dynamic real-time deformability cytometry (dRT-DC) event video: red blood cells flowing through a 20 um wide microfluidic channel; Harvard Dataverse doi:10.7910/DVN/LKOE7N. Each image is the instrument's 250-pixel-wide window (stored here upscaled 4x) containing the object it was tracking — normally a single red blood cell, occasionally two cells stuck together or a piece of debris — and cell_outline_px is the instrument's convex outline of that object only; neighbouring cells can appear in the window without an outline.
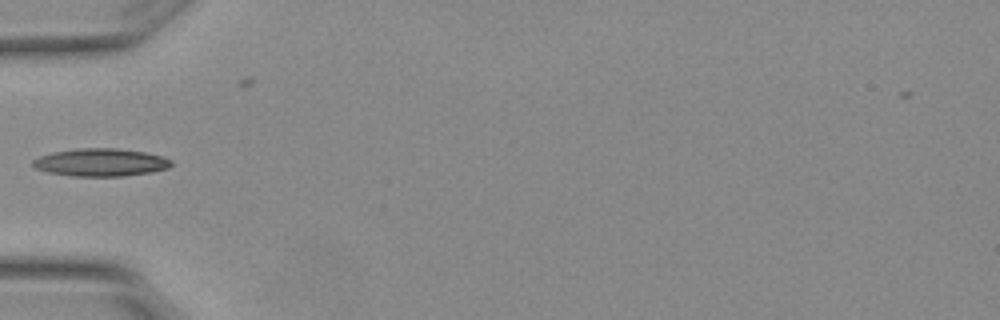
{"species": "Egyptian fruit bat (a non-hibernating species)", "species_latin": "Rousettus aegyptiacus", "temperature_condition": "warm", "stored_images_in_passage": 8, "camera_frame_rate_fps": 3000, "um_per_image_px": 0.085, "animal": {"sex": "female"}, "frame": {"image": 1, "passage_image": 6, "time_ms": 1.667, "image_size_px": [1000, 320], "cell_outline_px": [[172, 164], [168, 168], [152, 172], [124, 176], [72, 176], [48, 172], [36, 168], [32, 164], [32, 160], [40, 156], [52, 152], [80, 148], [116, 148], [144, 152], [164, 156], [172, 160]], "centroid_in_image_um": [8.58, 13.8], "position_along_channel_um": 76.4, "area_um2": 22.43}}
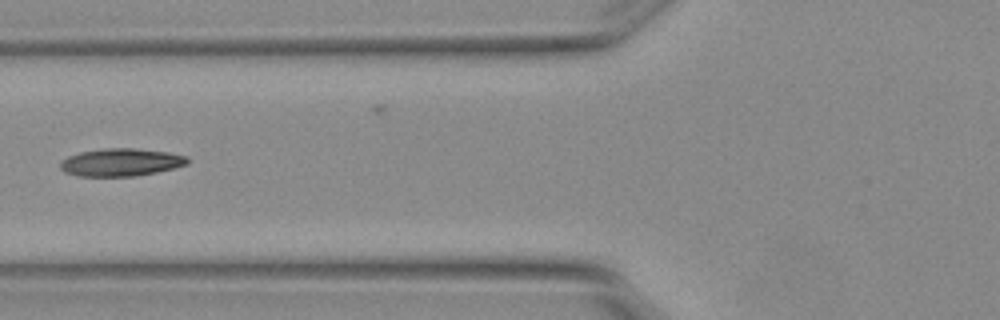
{"frame": {"image": 2, "passage_image": 7, "time_ms": 2.0, "image_size_px": [1000, 320], "cell_outline_px": [[188, 164], [156, 172], [136, 176], [80, 176], [64, 172], [60, 168], [60, 164], [68, 156], [80, 152], [104, 148], [136, 148], [168, 152], [188, 156]], "centroid_in_image_um": [10.29, 13.79], "position_along_channel_um": 115.5, "area_um2": 20.46}}